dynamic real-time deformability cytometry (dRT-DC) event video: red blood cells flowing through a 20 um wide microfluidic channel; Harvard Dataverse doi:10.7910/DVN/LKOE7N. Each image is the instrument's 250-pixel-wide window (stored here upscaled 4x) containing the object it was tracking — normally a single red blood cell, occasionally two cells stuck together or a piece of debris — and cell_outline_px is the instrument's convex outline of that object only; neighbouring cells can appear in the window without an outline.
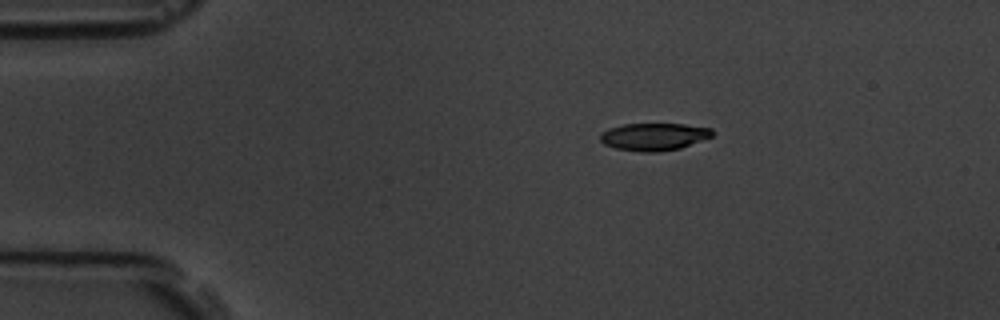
{"species": "common noctule bat (a hibernating species)", "species_latin": "Nyctalus noctula", "temperature_condition": "room temperature", "stored_images_in_passage": 47, "camera_frame_rate_fps": 3000, "um_per_image_px": 0.085, "animal": {"sex": "male", "body_mass_g": 19.5, "forearm_length_mm": 54.6}, "frame": {"image": 1, "passage_image": 1, "time_ms": 0.0, "image_size_px": [1000, 320], "cell_outline_px": [[716, 132], [712, 136], [680, 148], [656, 152], [640, 152], [616, 148], [604, 144], [600, 140], [600, 132], [608, 128], [624, 124], [684, 124], [712, 128]], "centroid_in_image_um": [55.58, 11.61], "position_along_channel_um": 29.4, "area_um2": 17.98}}
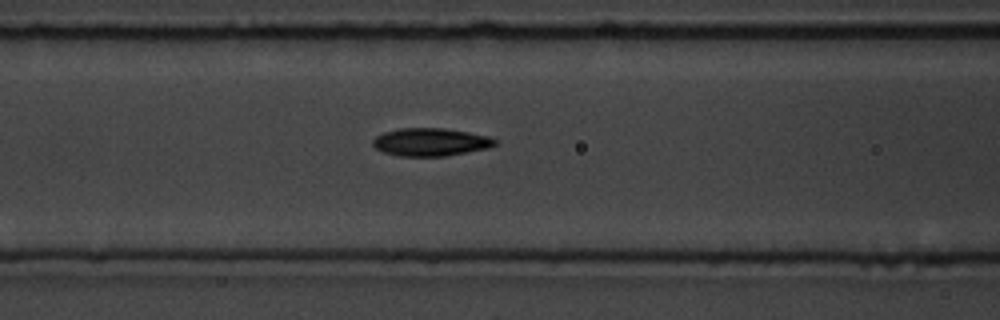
{"frame": {"image": 2, "passage_image": 14, "time_ms": 4.333, "image_size_px": [1000, 320], "cell_outline_px": [[496, 144], [488, 148], [444, 156], [400, 156], [384, 152], [376, 148], [372, 144], [372, 140], [376, 136], [384, 132], [400, 128], [444, 128], [468, 132], [488, 136], [496, 140]], "centroid_in_image_um": [36.58, 12.07], "position_along_channel_um": 130.0, "area_um2": 19.71}}
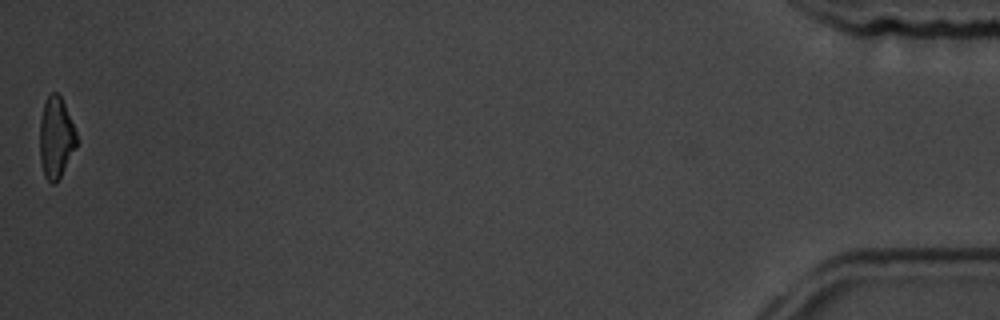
{"frame": {"image": 3, "passage_image": 47, "time_ms": 15.333, "image_size_px": [1000, 320], "cell_outline_px": [[76, 148], [60, 176], [52, 184], [44, 176], [40, 160], [40, 120], [44, 100], [52, 92], [56, 92], [60, 96], [64, 104], [76, 132]], "centroid_in_image_um": [4.74, 11.68], "position_along_channel_um": 430.5, "area_um2": 17.17}, "authors_computed_cell_mechanics": {"area_um2": 19.074, "velocity_mm_per_s": 3.6304, "shape_relaxation_time_tau1_ms": 4.2126, "shape_relaxation_time_tau2_ms": 2.0703, "deformation_change_tau1": 0.1444, "deformation_change_tau2": 0.0834}}